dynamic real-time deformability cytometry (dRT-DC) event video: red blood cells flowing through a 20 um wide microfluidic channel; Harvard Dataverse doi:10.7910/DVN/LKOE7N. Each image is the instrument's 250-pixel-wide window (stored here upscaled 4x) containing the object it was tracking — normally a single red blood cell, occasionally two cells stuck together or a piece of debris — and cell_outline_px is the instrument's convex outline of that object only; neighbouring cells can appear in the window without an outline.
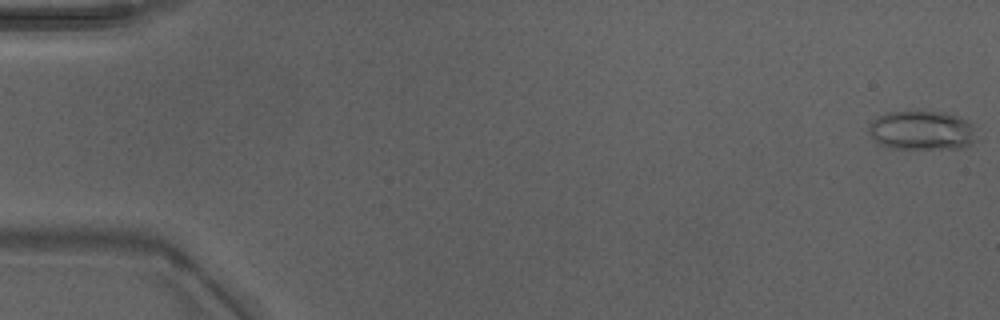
{"species": "Egyptian fruit bat (a non-hibernating species)", "species_latin": "Rousettus aegyptiacus", "temperature_condition": "warm", "stored_images_in_passage": 49, "camera_frame_rate_fps": 3000, "um_per_image_px": 0.085, "animal": {"sex": "male"}, "frame": {"image": 1, "passage_image": 1, "time_ms": 0.0, "image_size_px": [1000, 320], "cell_outline_px": [[980, 140], [964, 148], [892, 148], [880, 144], [868, 132], [868, 128], [872, 120], [876, 116], [888, 112], [916, 108], [940, 112], [960, 116], [968, 120], [972, 124]], "centroid_in_image_um": [78.41, 11.04], "position_along_channel_um": 6.6, "area_um2": 25.61}}
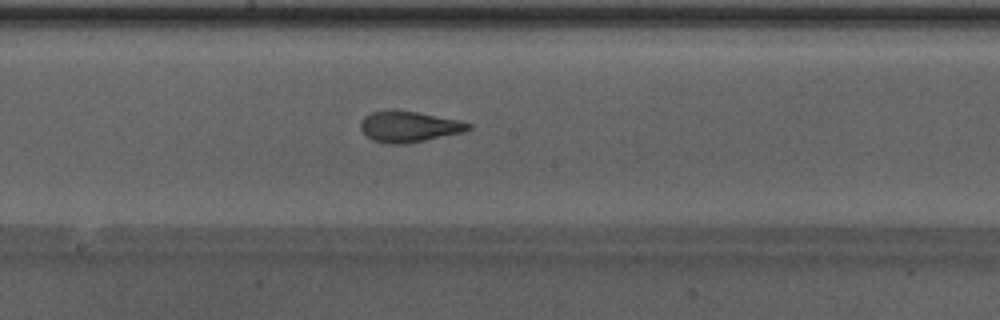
{"frame": {"image": 2, "passage_image": 27, "time_ms": 8.667, "image_size_px": [1000, 320], "cell_outline_px": [[472, 128], [464, 132], [404, 144], [392, 144], [372, 140], [360, 128], [360, 120], [364, 116], [372, 112], [392, 108], [416, 112], [460, 120], [472, 124]], "centroid_in_image_um": [34.75, 10.74], "position_along_channel_um": 213.4, "area_um2": 19.54}}
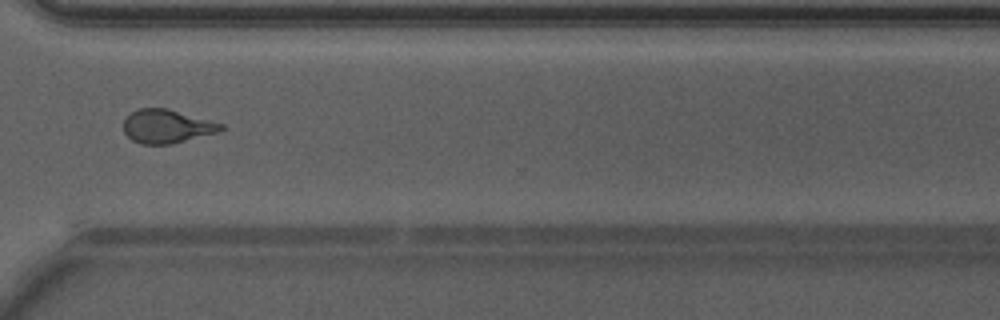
{"frame": {"image": 3, "passage_image": 37, "time_ms": 12.0, "image_size_px": [1000, 320], "cell_outline_px": [[224, 128], [220, 132], [172, 144], [140, 144], [132, 140], [124, 132], [124, 116], [140, 108], [168, 108], [224, 124]], "centroid_in_image_um": [14.19, 10.74], "position_along_channel_um": 356.4, "area_um2": 19.25}, "authors_computed_cell_mechanics": {"area_um2": 19.4786, "velocity_mm_per_s": 4.2924, "shape_relaxation_time_tau1_ms": 5.4901, "shape_relaxation_time_tau2_ms": 1.2116, "deformation_change_tau1": 0.1856, "deformation_change_tau2": 0.0868}}